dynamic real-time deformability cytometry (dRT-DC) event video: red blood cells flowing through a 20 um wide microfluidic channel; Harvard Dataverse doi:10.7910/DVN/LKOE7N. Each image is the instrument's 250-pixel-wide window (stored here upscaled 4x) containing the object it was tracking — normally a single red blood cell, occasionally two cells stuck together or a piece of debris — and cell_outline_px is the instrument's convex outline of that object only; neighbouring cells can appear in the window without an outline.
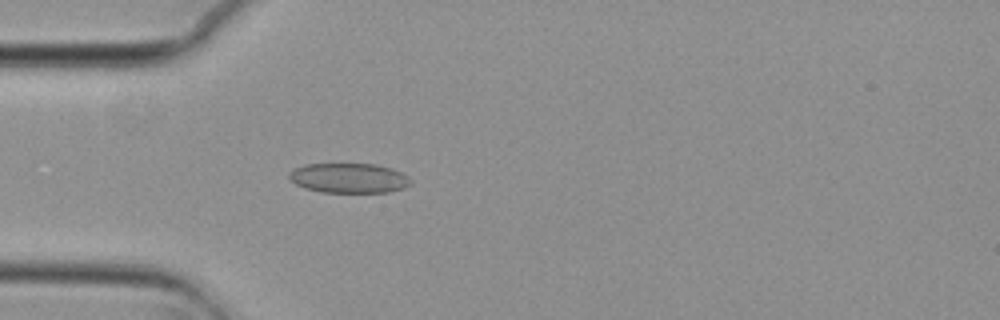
{"species": "common noctule bat (a hibernating species)", "species_latin": "Nyctalus noctula", "temperature_condition": "cold", "stored_images_in_passage": 50, "camera_frame_rate_fps": 3000, "um_per_image_px": 0.085, "animal": {"sex": "female", "body_mass_g": 29.2, "forearm_length_mm": 56.3}, "frame": {"image": 1, "passage_image": 11, "time_ms": 3.333, "image_size_px": [1000, 320], "cell_outline_px": [[412, 184], [404, 188], [388, 192], [320, 192], [304, 188], [296, 184], [288, 176], [288, 172], [304, 164], [376, 164], [392, 168], [408, 176], [412, 180]], "centroid_in_image_um": [29.68, 15.13], "position_along_channel_um": 55.3, "area_um2": 21.21}}
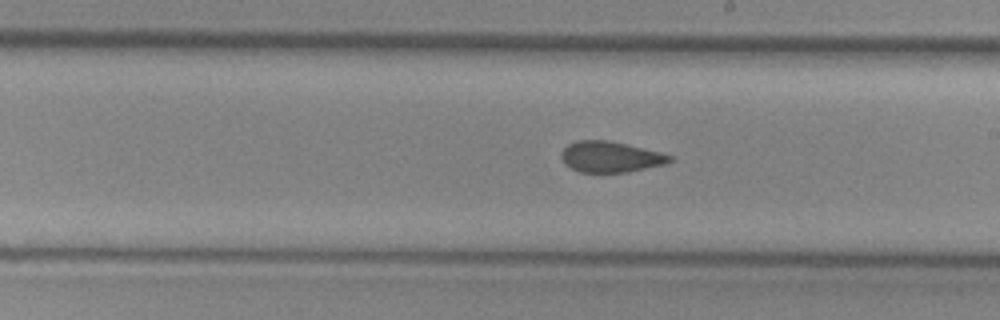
{"frame": {"image": 2, "passage_image": 26, "time_ms": 8.333, "image_size_px": [1000, 320], "cell_outline_px": [[672, 160], [664, 164], [628, 172], [580, 172], [564, 164], [560, 156], [560, 152], [568, 144], [576, 140], [608, 140], [660, 152], [672, 156]], "centroid_in_image_um": [51.84, 13.33], "position_along_channel_um": 237.2, "area_um2": 19.42}}
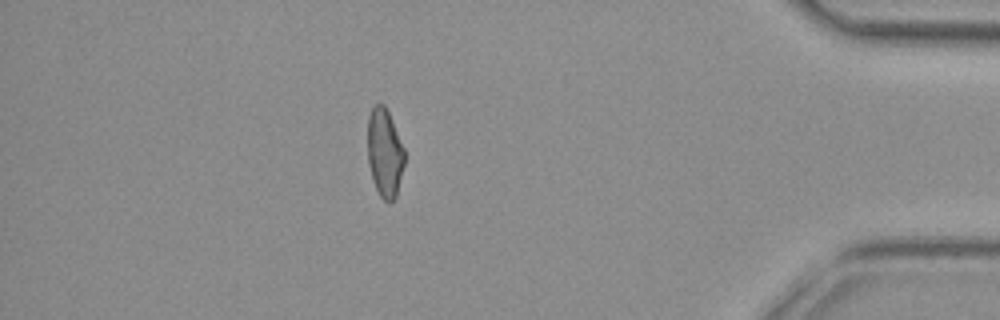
{"frame": {"image": 3, "passage_image": 43, "time_ms": 14.0, "image_size_px": [1000, 320], "cell_outline_px": [[404, 164], [396, 196], [388, 204], [380, 196], [372, 180], [368, 164], [368, 116], [372, 108], [376, 104], [384, 104], [388, 112], [404, 148]], "centroid_in_image_um": [32.68, 13.01], "position_along_channel_um": 402.5, "area_um2": 18.9}, "authors_computed_cell_mechanics": {"area_um2": 20.2011, "velocity_mm_per_s": 3.741, "shape_relaxation_time_tau1_ms": null, "shape_relaxation_time_tau2_ms": 2.0892, "deformation_change_tau1": null, "deformation_change_tau2": 0.0747}}